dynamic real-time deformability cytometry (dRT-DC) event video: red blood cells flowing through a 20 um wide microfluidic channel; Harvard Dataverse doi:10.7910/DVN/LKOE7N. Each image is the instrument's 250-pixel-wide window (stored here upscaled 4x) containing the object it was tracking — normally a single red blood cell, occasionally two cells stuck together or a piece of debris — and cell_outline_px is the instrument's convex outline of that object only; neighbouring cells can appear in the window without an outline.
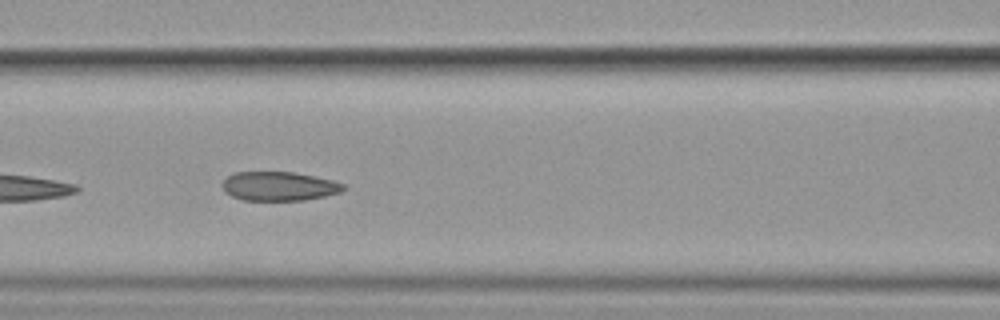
{"species": "common noctule bat (a hibernating species)", "species_latin": "Nyctalus noctula", "temperature_condition": "cold", "stored_images_in_passage": 7, "camera_frame_rate_fps": 3000, "um_per_image_px": 0.085, "animal": {"sex": "female", "body_mass_g": 19.9}, "frame": {"image": 1, "passage_image": 6, "time_ms": 6.0, "image_size_px": [1000, 320], "cell_outline_px": [[344, 188], [340, 192], [324, 196], [304, 200], [244, 200], [232, 196], [224, 192], [220, 184], [228, 176], [236, 172], [296, 172], [332, 180], [344, 184]], "centroid_in_image_um": [23.68, 15.82], "position_along_channel_um": 142.9, "area_um2": 20.46}}